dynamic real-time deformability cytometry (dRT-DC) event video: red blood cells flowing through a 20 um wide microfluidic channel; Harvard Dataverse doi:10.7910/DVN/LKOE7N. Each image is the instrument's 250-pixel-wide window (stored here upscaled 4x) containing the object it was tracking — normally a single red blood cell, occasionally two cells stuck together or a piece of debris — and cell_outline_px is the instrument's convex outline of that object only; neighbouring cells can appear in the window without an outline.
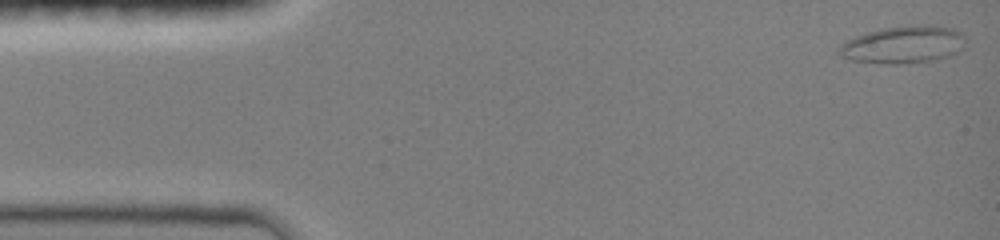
{"species": "common noctule bat (a hibernating species)", "species_latin": "Nyctalus noctula", "temperature_condition": "room temperature", "stored_images_in_passage": 15, "camera_frame_rate_fps": 3000, "um_per_image_px": 0.085, "animal": {"sex": "female", "body_mass_g": 19.0, "forearm_length_mm": 51.5}, "frame": {"image": 1, "passage_image": 1, "time_ms": 0.0, "image_size_px": [1000, 240], "cell_outline_px": [[964, 36], [956, 52], [948, 56], [932, 60], [900, 64], [888, 64], [852, 60], [840, 56], [836, 52], [848, 40], [856, 36], [868, 32], [884, 28], [908, 24], [936, 24], [952, 28]], "centroid_in_image_um": [76.75, 3.77], "position_along_channel_um": 8.3, "area_um2": 27.22}}
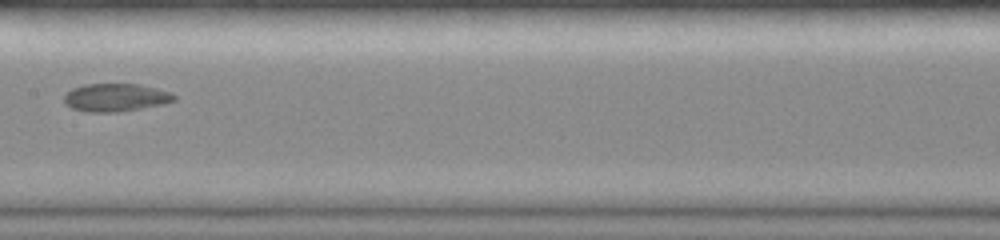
{"frame": {"image": 2, "passage_image": 12, "time_ms": 7.667, "image_size_px": [1000, 240], "cell_outline_px": [[176, 100], [164, 104], [116, 112], [84, 112], [72, 108], [64, 104], [64, 96], [72, 88], [84, 84], [140, 84], [172, 92], [176, 96]], "centroid_in_image_um": [9.83, 8.28], "position_along_channel_um": 197.6, "area_um2": 18.03}}
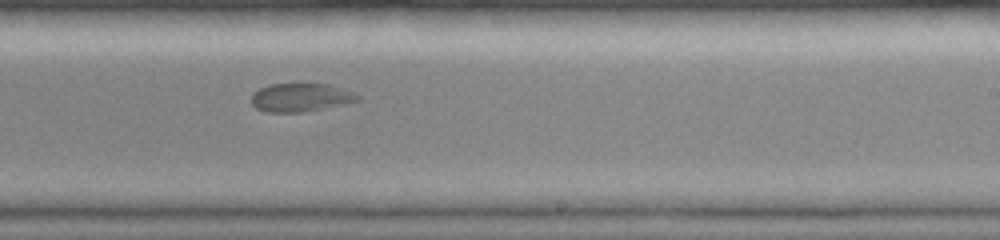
{"frame": {"image": 3, "passage_image": 15, "time_ms": 9.333, "image_size_px": [1000, 240], "cell_outline_px": [[360, 100], [300, 112], [264, 112], [256, 108], [252, 104], [252, 92], [268, 84], [328, 84], [344, 88], [360, 96]], "centroid_in_image_um": [25.51, 8.27], "position_along_channel_um": 263.5, "area_um2": 17.34}}